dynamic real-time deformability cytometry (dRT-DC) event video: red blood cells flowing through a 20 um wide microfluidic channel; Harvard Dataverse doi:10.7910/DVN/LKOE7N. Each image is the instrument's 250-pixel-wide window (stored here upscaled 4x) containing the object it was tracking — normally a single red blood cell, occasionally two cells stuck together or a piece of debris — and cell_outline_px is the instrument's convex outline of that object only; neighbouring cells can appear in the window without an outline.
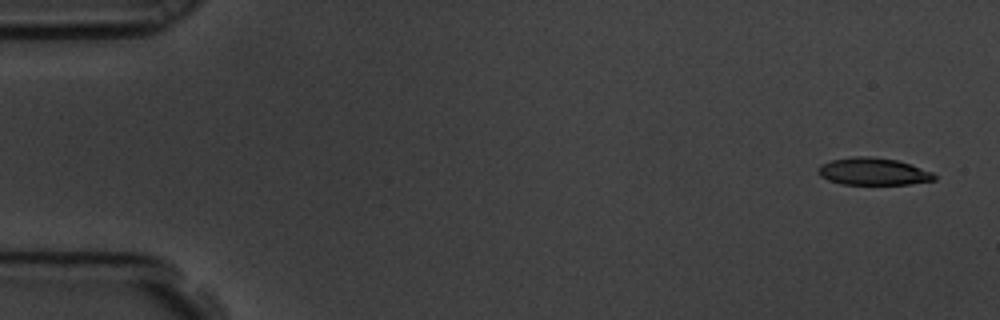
{"species": "common noctule bat (a hibernating species)", "species_latin": "Nyctalus noctula", "temperature_condition": "room temperature", "stored_images_in_passage": 13, "camera_frame_rate_fps": 3000, "um_per_image_px": 0.085, "animal": {"sex": "male", "body_mass_g": 19.5, "forearm_length_mm": 54.6}, "frame": {"image": 1, "passage_image": 1, "time_ms": 0.0, "image_size_px": [1000, 320], "cell_outline_px": [[936, 180], [908, 184], [840, 184], [828, 180], [820, 176], [816, 172], [816, 168], [820, 164], [832, 160], [856, 156], [868, 156], [896, 160], [932, 172], [936, 176]], "centroid_in_image_um": [74.16, 14.58], "position_along_channel_um": 10.8, "area_um2": 18.38}}
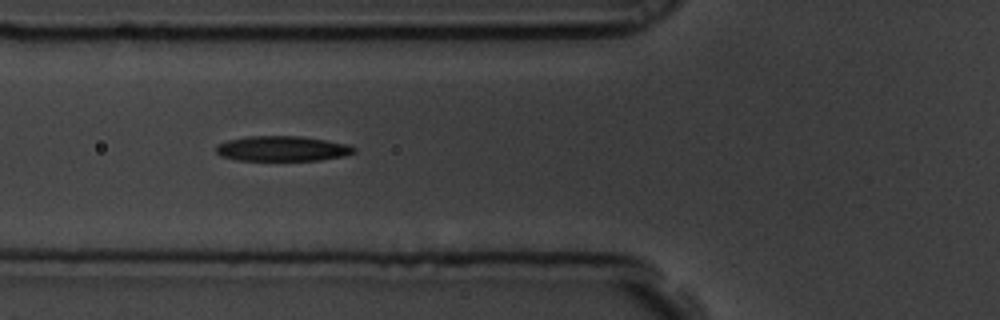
{"frame": {"image": 2, "passage_image": 6, "time_ms": 1.667, "image_size_px": [1000, 320], "cell_outline_px": [[356, 152], [344, 156], [320, 160], [236, 160], [224, 156], [216, 152], [216, 144], [228, 140], [244, 136], [300, 136], [348, 144], [356, 148]], "centroid_in_image_um": [24.0, 12.63], "position_along_channel_um": 101.8, "area_um2": 20.17}}
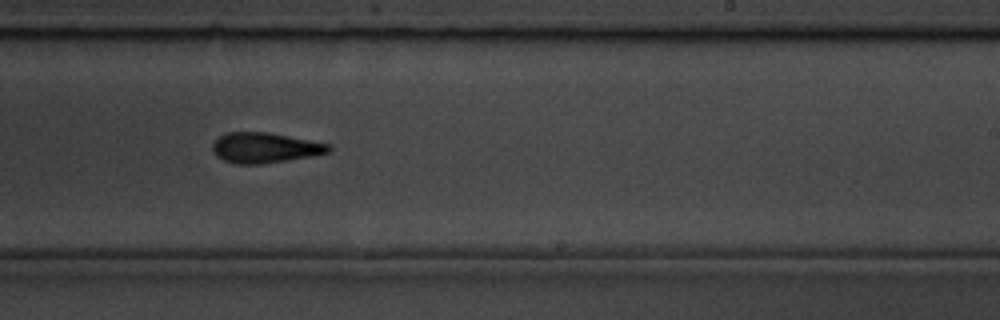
{"frame": {"image": 3, "passage_image": 10, "time_ms": 3.0, "image_size_px": [1000, 320], "cell_outline_px": [[332, 148], [328, 152], [312, 156], [288, 160], [260, 164], [236, 164], [224, 160], [216, 156], [212, 152], [212, 144], [220, 136], [228, 132], [268, 132], [332, 144]], "centroid_in_image_um": [22.52, 12.56], "position_along_channel_um": 266.5, "area_um2": 20.58}}